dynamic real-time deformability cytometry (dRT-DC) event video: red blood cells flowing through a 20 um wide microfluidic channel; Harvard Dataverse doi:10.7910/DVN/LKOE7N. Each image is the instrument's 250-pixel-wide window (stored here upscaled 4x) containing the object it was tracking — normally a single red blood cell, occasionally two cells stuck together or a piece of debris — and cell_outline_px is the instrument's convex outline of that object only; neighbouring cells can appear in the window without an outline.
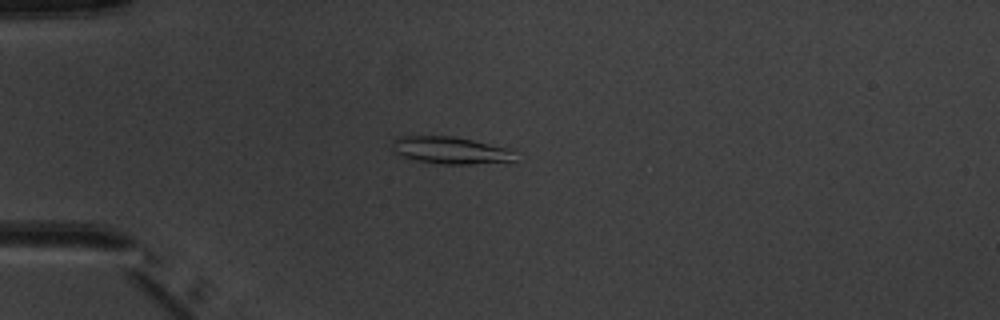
{"species": "common noctule bat (a hibernating species)", "species_latin": "Nyctalus noctula", "temperature_condition": "warm", "stored_images_in_passage": 6, "camera_frame_rate_fps": 3000, "um_per_image_px": 0.085, "animal": {"sex": "male", "body_mass_g": 20.1, "forearm_length_mm": 53.5}, "frame": {"image": 1, "passage_image": 4, "time_ms": 3.667, "image_size_px": [1000, 320], "cell_outline_px": [[516, 160], [472, 164], [440, 164], [416, 160], [392, 152], [392, 140], [400, 136], [452, 136], [472, 140], [508, 148], [516, 152]], "centroid_in_image_um": [38.27, 12.77], "position_along_channel_um": 46.7, "area_um2": 19.42}}
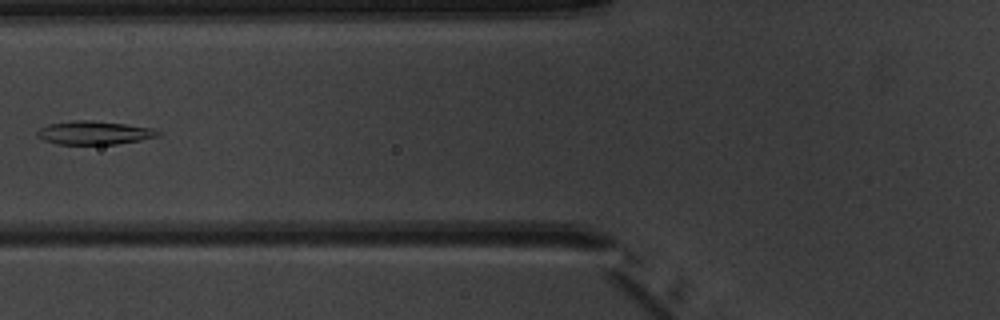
{"frame": {"image": 2, "passage_image": 6, "time_ms": 6.0, "image_size_px": [1000, 320], "cell_outline_px": [[160, 136], [140, 140], [116, 144], [56, 144], [44, 140], [36, 136], [36, 132], [40, 128], [48, 124], [72, 120], [92, 120], [124, 124], [152, 128], [160, 132]], "centroid_in_image_um": [7.97, 11.28], "position_along_channel_um": 117.8, "area_um2": 16.53}}